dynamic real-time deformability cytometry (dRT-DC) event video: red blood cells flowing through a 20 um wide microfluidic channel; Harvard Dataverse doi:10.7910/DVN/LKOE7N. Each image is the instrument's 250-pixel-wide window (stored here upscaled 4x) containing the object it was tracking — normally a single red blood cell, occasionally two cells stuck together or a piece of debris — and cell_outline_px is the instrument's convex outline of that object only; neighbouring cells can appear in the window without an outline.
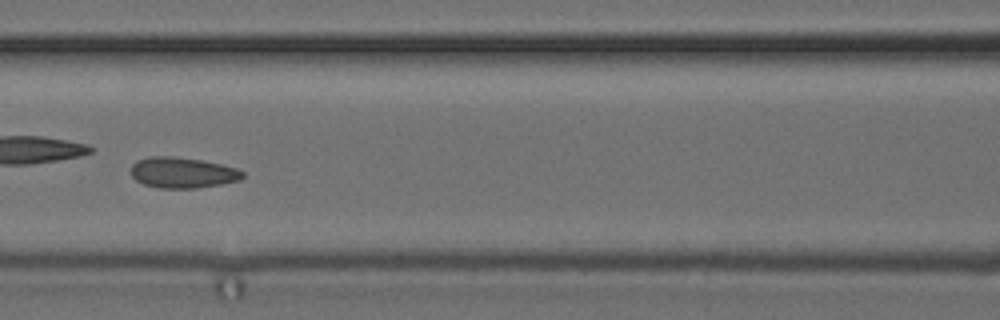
{"species": "common noctule bat (a hibernating species)", "species_latin": "Nyctalus noctula", "temperature_condition": "cold", "stored_images_in_passage": 52, "camera_frame_rate_fps": 3000, "um_per_image_px": 0.085, "animal": {"sex": "female", "body_mass_g": 24.6, "forearm_length_mm": 56.2}, "frame": {"image": 1, "passage_image": 23, "time_ms": 7.333, "image_size_px": [1000, 320], "cell_outline_px": [[244, 176], [240, 180], [220, 184], [196, 188], [160, 188], [144, 184], [136, 180], [132, 176], [132, 164], [136, 160], [148, 156], [172, 156], [200, 160], [220, 164], [236, 168], [244, 172]], "centroid_in_image_um": [15.5, 14.67], "position_along_channel_um": 151.1, "area_um2": 19.94}, "authors_computed_cell_mechanics": {"area_um2": 19.9699, "velocity_mm_per_s": 3.8316, "shape_relaxation_time_tau1_ms": 5.0799, "shape_relaxation_time_tau2_ms": 0.9626, "deformation_change_tau1": 0.0793, "deformation_change_tau2": 0.0521}}